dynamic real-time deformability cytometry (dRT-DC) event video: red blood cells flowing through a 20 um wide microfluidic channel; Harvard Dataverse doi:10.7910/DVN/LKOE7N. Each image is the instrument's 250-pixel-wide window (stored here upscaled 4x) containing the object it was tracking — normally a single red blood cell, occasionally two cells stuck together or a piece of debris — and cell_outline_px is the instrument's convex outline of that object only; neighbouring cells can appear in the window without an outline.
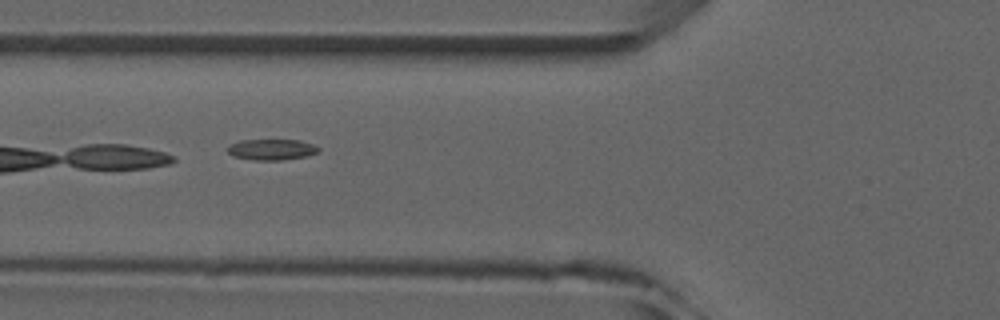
{"species": "common noctule bat (a hibernating species)", "species_latin": "Nyctalus noctula", "temperature_condition": "room temperature", "stored_images_in_passage": 7, "camera_frame_rate_fps": 3000, "um_per_image_px": 0.085, "animal": {"sex": "male", "forearm_length_mm": 52.5}, "frame": {"image": 1, "passage_image": 5, "time_ms": 4.667, "image_size_px": [1000, 320], "cell_outline_px": [[320, 152], [308, 156], [280, 160], [252, 160], [232, 156], [224, 148], [228, 144], [240, 140], [300, 140], [312, 144], [320, 148]], "centroid_in_image_um": [23.05, 12.71], "position_along_channel_um": 102.8, "area_um2": 11.33}}
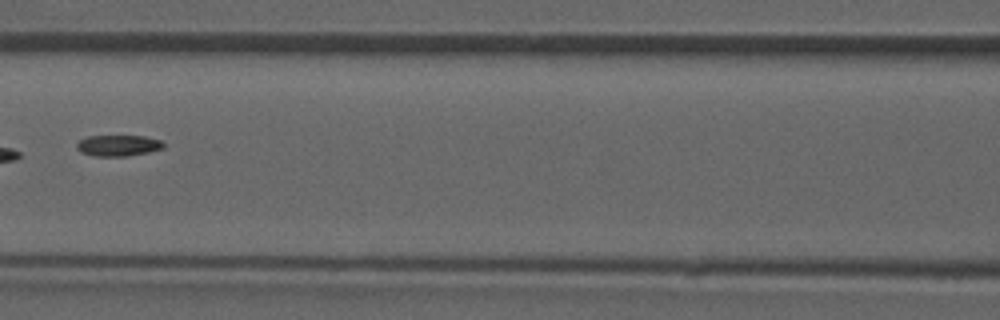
{"frame": {"image": 2, "passage_image": 6, "time_ms": 6.0, "image_size_px": [1000, 320], "cell_outline_px": [[164, 148], [148, 152], [128, 156], [96, 156], [80, 152], [76, 148], [76, 144], [80, 140], [88, 136], [144, 136], [160, 140], [164, 144]], "centroid_in_image_um": [10.04, 12.37], "position_along_channel_um": 156.6, "area_um2": 10.64}}